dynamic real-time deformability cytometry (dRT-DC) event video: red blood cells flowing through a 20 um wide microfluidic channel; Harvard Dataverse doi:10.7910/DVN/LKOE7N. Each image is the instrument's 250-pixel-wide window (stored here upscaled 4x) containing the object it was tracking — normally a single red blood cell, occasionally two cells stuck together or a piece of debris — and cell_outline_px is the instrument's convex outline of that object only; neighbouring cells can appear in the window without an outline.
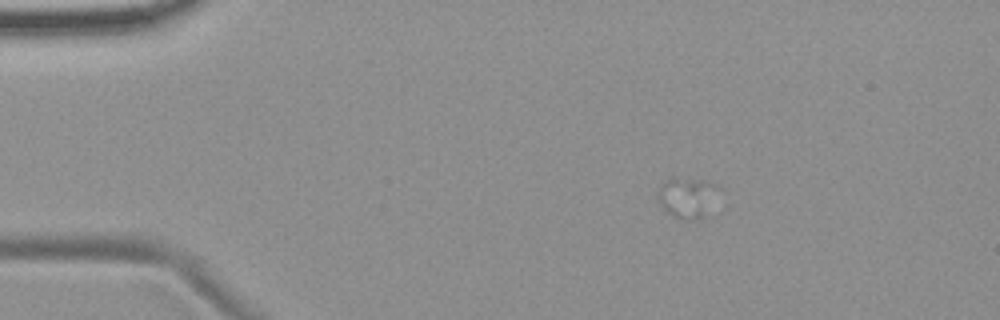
{"species": "common noctule bat (a hibernating species)", "species_latin": "Nyctalus noctula", "temperature_condition": "room temperature", "stored_images_in_passage": 5, "camera_frame_rate_fps": 3000, "um_per_image_px": 0.085, "animal": {"sex": "female", "body_mass_g": 19.9}, "frame": {"image": 1, "passage_image": 2, "time_ms": 1.333, "image_size_px": [1000, 320], "cell_outline_px": [[712, 184], [708, 216], [676, 216], [668, 212], [660, 204], [656, 196], [660, 184], [672, 176], [704, 180]], "centroid_in_image_um": [58.24, 16.7], "position_along_channel_um": 26.8, "area_um2": 13.12}}